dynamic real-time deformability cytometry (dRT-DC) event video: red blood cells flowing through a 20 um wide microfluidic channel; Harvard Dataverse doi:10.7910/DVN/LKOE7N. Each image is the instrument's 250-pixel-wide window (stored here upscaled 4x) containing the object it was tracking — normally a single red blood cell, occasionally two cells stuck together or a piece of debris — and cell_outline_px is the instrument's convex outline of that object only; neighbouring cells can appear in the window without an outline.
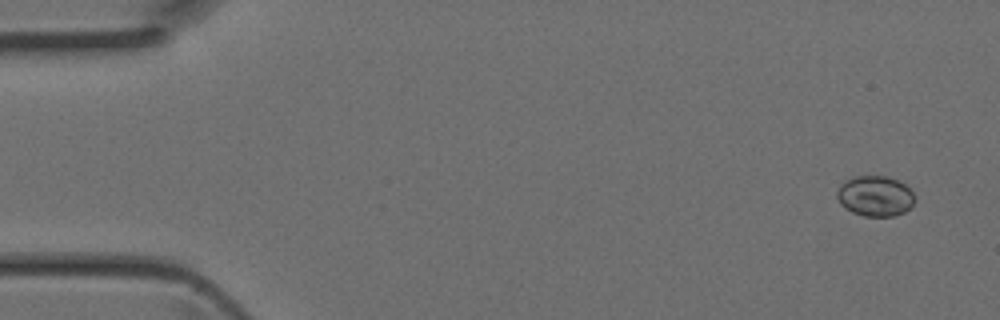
{"species": "Egyptian fruit bat (a non-hibernating species)", "species_latin": "Rousettus aegyptiacus", "temperature_condition": "room temperature", "stored_images_in_passage": 43, "camera_frame_rate_fps": 3000, "um_per_image_px": 0.085, "animal": {"sex": "female"}, "frame": {"image": 1, "passage_image": 1, "time_ms": 0.0, "image_size_px": [1000, 320], "cell_outline_px": [[916, 200], [912, 208], [904, 212], [892, 216], [864, 216], [852, 212], [844, 208], [840, 204], [836, 196], [836, 192], [840, 184], [844, 180], [856, 176], [888, 176], [904, 184], [912, 192]], "centroid_in_image_um": [74.37, 16.67], "position_along_channel_um": 10.6, "area_um2": 18.55}}
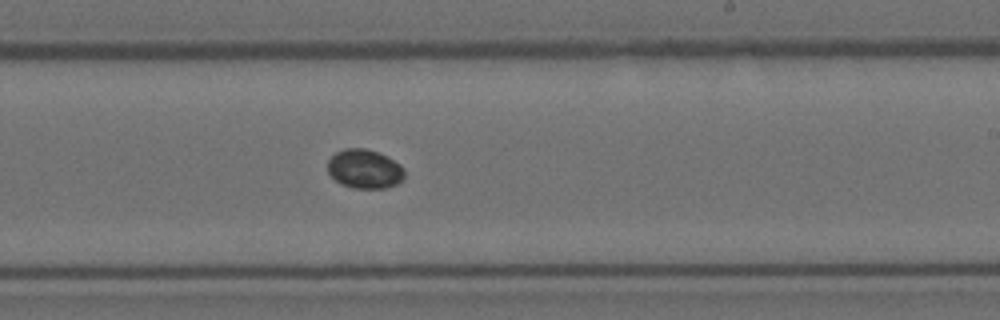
{"frame": {"image": 2, "passage_image": 25, "time_ms": 8.0, "image_size_px": [1000, 320], "cell_outline_px": [[404, 176], [396, 184], [384, 188], [352, 188], [340, 184], [328, 172], [328, 160], [336, 152], [344, 148], [364, 148], [388, 156], [400, 164], [404, 168]], "centroid_in_image_um": [30.98, 14.35], "position_along_channel_um": 258.0, "area_um2": 17.46}}
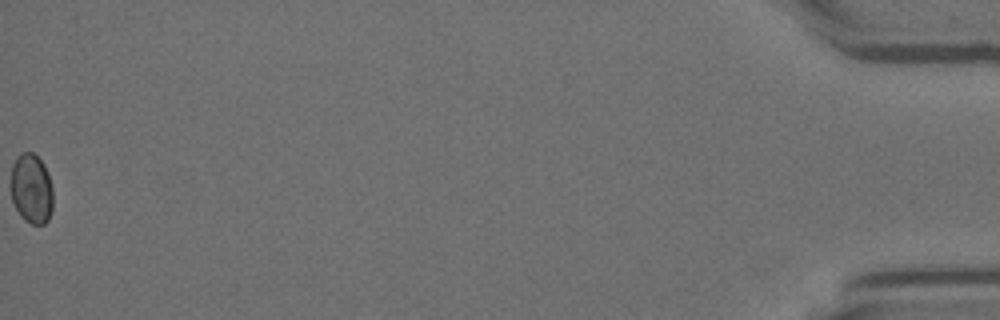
{"frame": {"image": 3, "passage_image": 43, "time_ms": 14.0, "image_size_px": [1000, 320], "cell_outline_px": [[52, 208], [48, 220], [44, 224], [32, 224], [24, 220], [20, 216], [12, 200], [12, 164], [24, 152], [32, 152], [44, 164], [52, 188]], "centroid_in_image_um": [2.68, 16.08], "position_along_channel_um": 432.5, "area_um2": 16.82}}